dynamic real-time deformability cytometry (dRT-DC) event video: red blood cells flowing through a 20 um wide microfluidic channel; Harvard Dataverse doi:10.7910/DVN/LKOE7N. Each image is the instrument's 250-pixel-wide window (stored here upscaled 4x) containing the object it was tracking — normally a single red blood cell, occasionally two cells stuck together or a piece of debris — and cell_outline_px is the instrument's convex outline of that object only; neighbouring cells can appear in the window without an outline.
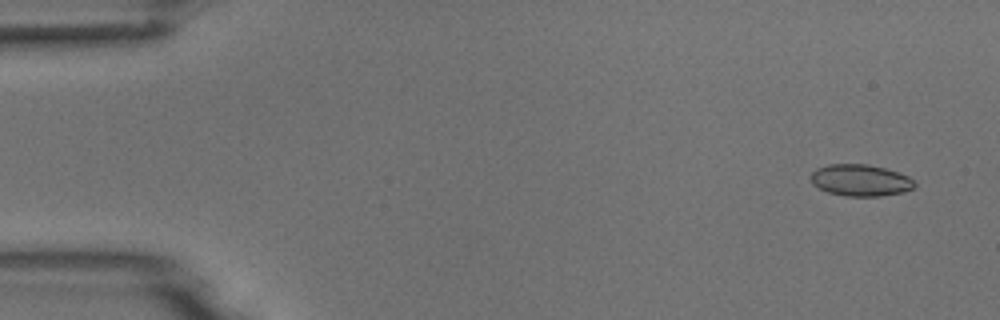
{"species": "common noctule bat (a hibernating species)", "species_latin": "Nyctalus noctula", "temperature_condition": "room temperature", "stored_images_in_passage": 5, "camera_frame_rate_fps": 3000, "um_per_image_px": 0.085, "animal": {"sex": "male", "body_mass_g": 18.8}, "frame": {"image": 1, "passage_image": 1, "time_ms": 0.0, "image_size_px": [1000, 320], "cell_outline_px": [[916, 184], [912, 188], [904, 192], [880, 196], [844, 196], [828, 192], [812, 184], [812, 172], [816, 168], [828, 164], [868, 164], [884, 168], [908, 176]], "centroid_in_image_um": [73.12, 15.32], "position_along_channel_um": 11.9, "area_um2": 19.02}}
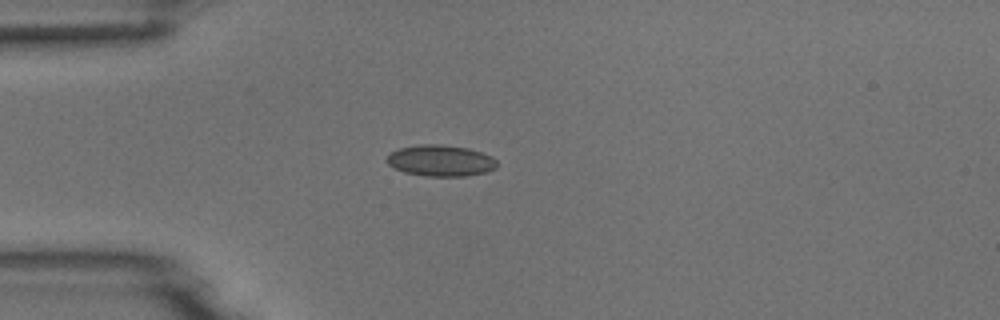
{"frame": {"image": 2, "passage_image": 4, "time_ms": 3.667, "image_size_px": [1000, 320], "cell_outline_px": [[496, 168], [488, 172], [464, 176], [424, 176], [404, 172], [388, 164], [384, 160], [392, 152], [400, 148], [420, 144], [440, 144], [468, 148], [492, 156], [496, 160]], "centroid_in_image_um": [37.46, 13.66], "position_along_channel_um": 47.5, "area_um2": 20.06}}